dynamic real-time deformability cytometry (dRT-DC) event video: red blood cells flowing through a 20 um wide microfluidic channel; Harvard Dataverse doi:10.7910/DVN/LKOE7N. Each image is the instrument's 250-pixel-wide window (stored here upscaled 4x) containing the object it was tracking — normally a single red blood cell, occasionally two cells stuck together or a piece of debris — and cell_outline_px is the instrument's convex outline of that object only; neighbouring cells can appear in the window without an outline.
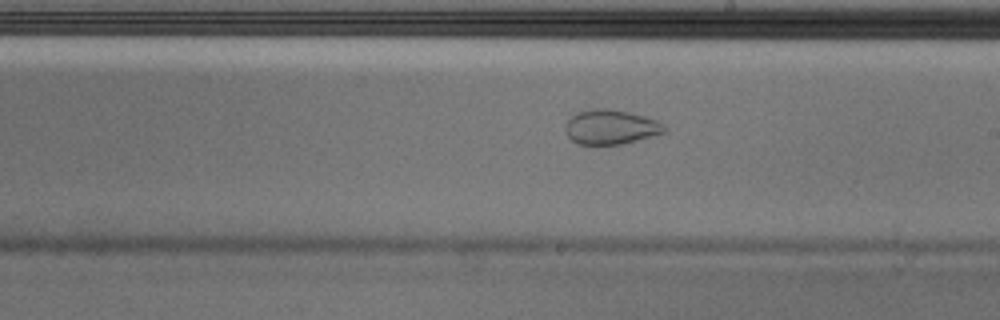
{"species": "Egyptian fruit bat (a non-hibernating species)", "species_latin": "Rousettus aegyptiacus", "temperature_condition": "cold", "stored_images_in_passage": 54, "camera_frame_rate_fps": 3000, "um_per_image_px": 0.085, "animal": {"sex": "male"}, "frame": {"image": 1, "passage_image": 31, "time_ms": 10.0, "image_size_px": [1000, 320], "cell_outline_px": [[668, 128], [664, 132], [624, 144], [580, 144], [572, 140], [564, 132], [564, 124], [576, 112], [596, 108], [612, 108], [644, 116], [656, 120], [664, 124]], "centroid_in_image_um": [51.89, 10.78], "position_along_channel_um": 237.1, "area_um2": 20.06}, "authors_computed_cell_mechanics": {"area_um2": 29.4491, "velocity_mm_per_s": 3.6815, "shape_relaxation_time_tau1_ms": null, "shape_relaxation_time_tau2_ms": 0.9714, "deformation_change_tau1": null, "deformation_change_tau2": 0.0507}}